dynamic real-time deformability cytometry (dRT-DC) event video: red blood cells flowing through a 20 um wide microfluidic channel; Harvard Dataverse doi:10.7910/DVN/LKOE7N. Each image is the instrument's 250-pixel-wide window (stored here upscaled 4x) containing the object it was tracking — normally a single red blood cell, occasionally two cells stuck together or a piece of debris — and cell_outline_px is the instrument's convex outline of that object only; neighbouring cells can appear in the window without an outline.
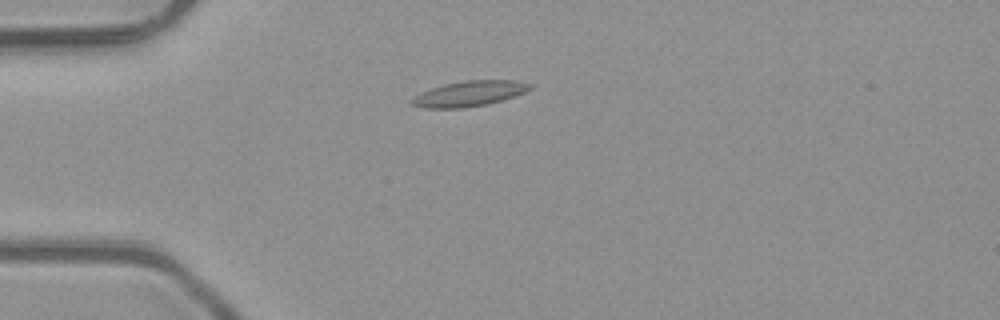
{"species": "common noctule bat (a hibernating species)", "species_latin": "Nyctalus noctula", "temperature_condition": "room temperature", "stored_images_in_passage": 3, "camera_frame_rate_fps": 3000, "um_per_image_px": 0.085, "animal": {"sex": "male", "body_mass_g": 23.1, "forearm_length_mm": 52.7}, "frame": {"image": 1, "passage_image": 1, "time_ms": 0.0, "image_size_px": [1000, 320], "cell_outline_px": [[532, 88], [524, 92], [500, 100], [484, 104], [464, 108], [424, 108], [412, 104], [408, 100], [420, 92], [444, 84], [464, 80], [516, 80], [532, 84]], "centroid_in_image_um": [39.84, 7.95], "position_along_channel_um": 45.2, "area_um2": 17.34}}
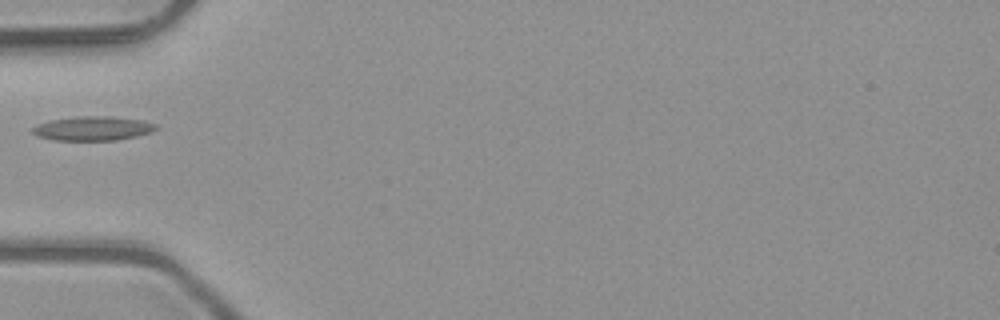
{"frame": {"image": 2, "passage_image": 2, "time_ms": 0.333, "image_size_px": [1000, 320], "cell_outline_px": [[156, 128], [152, 132], [136, 136], [116, 140], [52, 140], [40, 136], [32, 132], [32, 128], [36, 124], [48, 120], [76, 116], [112, 116], [144, 120], [156, 124]], "centroid_in_image_um": [7.88, 10.9], "position_along_channel_um": 77.1, "area_um2": 17.51}}
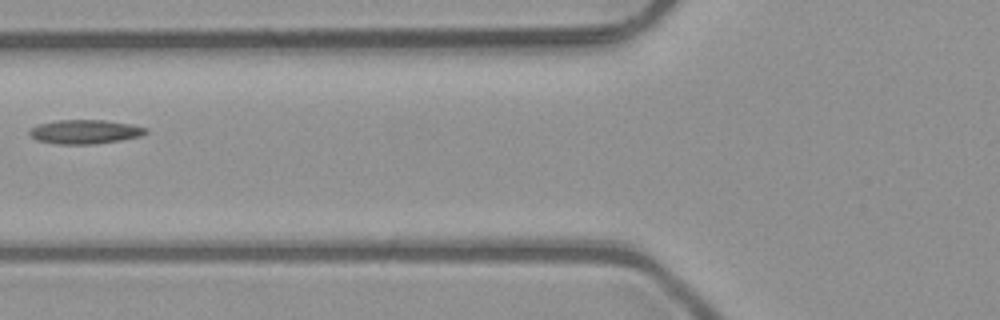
{"frame": {"image": 3, "passage_image": 3, "time_ms": 0.667, "image_size_px": [1000, 320], "cell_outline_px": [[148, 132], [140, 136], [120, 140], [96, 144], [56, 144], [36, 140], [28, 136], [28, 128], [40, 124], [56, 120], [104, 120], [132, 124], [148, 128]], "centroid_in_image_um": [7.18, 11.2], "position_along_channel_um": 118.6, "area_um2": 16.53}}